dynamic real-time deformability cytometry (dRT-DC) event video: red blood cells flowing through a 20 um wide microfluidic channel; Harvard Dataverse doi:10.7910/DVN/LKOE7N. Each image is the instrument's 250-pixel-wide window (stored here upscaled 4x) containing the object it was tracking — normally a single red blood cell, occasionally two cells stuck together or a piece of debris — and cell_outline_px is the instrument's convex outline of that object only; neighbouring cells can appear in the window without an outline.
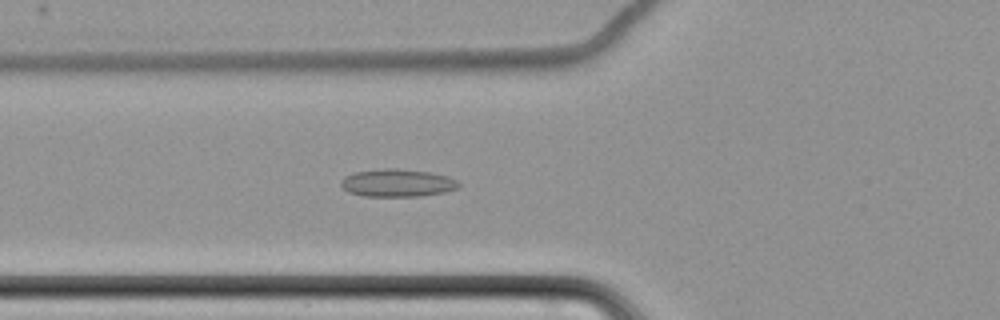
{"species": "common noctule bat (a hibernating species)", "species_latin": "Nyctalus noctula", "temperature_condition": "cold", "stored_images_in_passage": 7, "camera_frame_rate_fps": 3000, "um_per_image_px": 0.085, "animal": {"sex": "female", "body_mass_g": 22.7, "forearm_length_mm": 54.2}, "frame": {"image": 1, "passage_image": 7, "time_ms": 7.667, "image_size_px": [1000, 320], "cell_outline_px": [[460, 188], [444, 192], [420, 196], [364, 196], [348, 192], [340, 184], [340, 180], [344, 176], [352, 172], [384, 168], [396, 168], [428, 172], [448, 176], [456, 180], [460, 184]], "centroid_in_image_um": [33.75, 15.54], "position_along_channel_um": 92.0, "area_um2": 19.13}}